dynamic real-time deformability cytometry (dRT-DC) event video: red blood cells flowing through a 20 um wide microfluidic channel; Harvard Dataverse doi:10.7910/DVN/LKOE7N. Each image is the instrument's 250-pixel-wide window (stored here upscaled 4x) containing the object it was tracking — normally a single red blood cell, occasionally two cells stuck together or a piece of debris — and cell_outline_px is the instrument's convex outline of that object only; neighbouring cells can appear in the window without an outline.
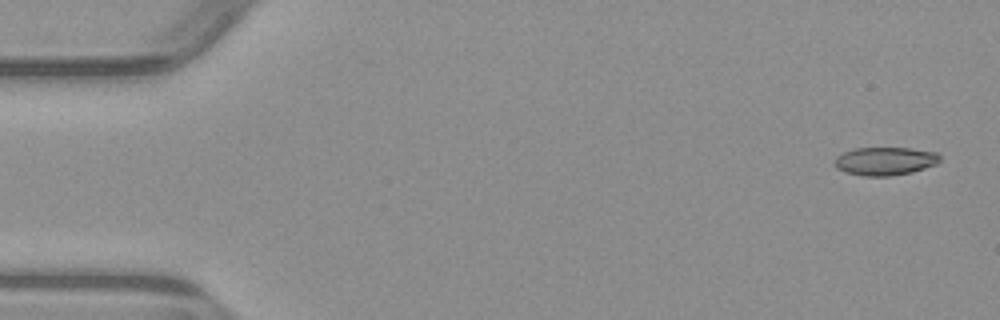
{"species": "common noctule bat (a hibernating species)", "species_latin": "Nyctalus noctula", "temperature_condition": "warm", "stored_images_in_passage": 5, "camera_frame_rate_fps": 3000, "um_per_image_px": 0.085, "animal": {"sex": "male", "body_mass_g": 23.1, "forearm_length_mm": 52.7}, "frame": {"image": 1, "passage_image": 1, "time_ms": 0.0, "image_size_px": [1000, 320], "cell_outline_px": [[940, 160], [936, 164], [912, 172], [888, 176], [864, 176], [844, 172], [836, 168], [836, 156], [844, 152], [856, 148], [908, 148], [936, 152], [940, 156]], "centroid_in_image_um": [75.22, 13.7], "position_along_channel_um": 9.8, "area_um2": 17.17}}
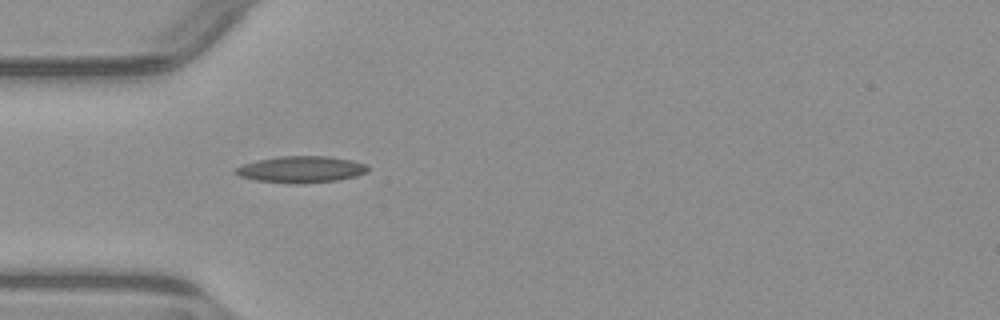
{"frame": {"image": 2, "passage_image": 5, "time_ms": 4.667, "image_size_px": [1000, 320], "cell_outline_px": [[368, 172], [356, 176], [336, 180], [300, 184], [256, 180], [240, 176], [232, 172], [236, 168], [244, 164], [256, 160], [276, 156], [328, 156], [352, 160], [368, 164]], "centroid_in_image_um": [25.61, 14.39], "position_along_channel_um": 59.4, "area_um2": 20.52}}